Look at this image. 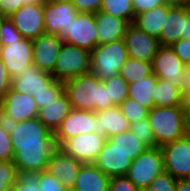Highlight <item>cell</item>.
Here are the masks:
<instances>
[{"instance_id":"obj_1","label":"cell","mask_w":190,"mask_h":191,"mask_svg":"<svg viewBox=\"0 0 190 191\" xmlns=\"http://www.w3.org/2000/svg\"><path fill=\"white\" fill-rule=\"evenodd\" d=\"M13 162L20 171L47 170L48 159L57 148L54 132L37 117L18 122L10 134Z\"/></svg>"},{"instance_id":"obj_2","label":"cell","mask_w":190,"mask_h":191,"mask_svg":"<svg viewBox=\"0 0 190 191\" xmlns=\"http://www.w3.org/2000/svg\"><path fill=\"white\" fill-rule=\"evenodd\" d=\"M64 92L72 109L96 112L115 106L112 101H108L103 81L91 72L66 80Z\"/></svg>"},{"instance_id":"obj_3","label":"cell","mask_w":190,"mask_h":191,"mask_svg":"<svg viewBox=\"0 0 190 191\" xmlns=\"http://www.w3.org/2000/svg\"><path fill=\"white\" fill-rule=\"evenodd\" d=\"M147 118L154 135V147H161L187 134V120L182 105L153 107Z\"/></svg>"},{"instance_id":"obj_4","label":"cell","mask_w":190,"mask_h":191,"mask_svg":"<svg viewBox=\"0 0 190 191\" xmlns=\"http://www.w3.org/2000/svg\"><path fill=\"white\" fill-rule=\"evenodd\" d=\"M129 55L124 39L97 45L90 52L91 73L101 81L119 75Z\"/></svg>"},{"instance_id":"obj_5","label":"cell","mask_w":190,"mask_h":191,"mask_svg":"<svg viewBox=\"0 0 190 191\" xmlns=\"http://www.w3.org/2000/svg\"><path fill=\"white\" fill-rule=\"evenodd\" d=\"M90 71V52L64 42L51 74L55 80L65 82Z\"/></svg>"},{"instance_id":"obj_6","label":"cell","mask_w":190,"mask_h":191,"mask_svg":"<svg viewBox=\"0 0 190 191\" xmlns=\"http://www.w3.org/2000/svg\"><path fill=\"white\" fill-rule=\"evenodd\" d=\"M164 171L163 155L160 147H148L141 153L125 175L138 188H147L150 182Z\"/></svg>"},{"instance_id":"obj_7","label":"cell","mask_w":190,"mask_h":191,"mask_svg":"<svg viewBox=\"0 0 190 191\" xmlns=\"http://www.w3.org/2000/svg\"><path fill=\"white\" fill-rule=\"evenodd\" d=\"M95 14L78 13L69 27L58 33L65 43L75 45L91 52L98 45Z\"/></svg>"},{"instance_id":"obj_8","label":"cell","mask_w":190,"mask_h":191,"mask_svg":"<svg viewBox=\"0 0 190 191\" xmlns=\"http://www.w3.org/2000/svg\"><path fill=\"white\" fill-rule=\"evenodd\" d=\"M164 170L177 180L190 176V137H183L160 147Z\"/></svg>"},{"instance_id":"obj_9","label":"cell","mask_w":190,"mask_h":191,"mask_svg":"<svg viewBox=\"0 0 190 191\" xmlns=\"http://www.w3.org/2000/svg\"><path fill=\"white\" fill-rule=\"evenodd\" d=\"M185 63L179 59L170 46H160L152 61V73L166 79L183 91L185 84Z\"/></svg>"},{"instance_id":"obj_10","label":"cell","mask_w":190,"mask_h":191,"mask_svg":"<svg viewBox=\"0 0 190 191\" xmlns=\"http://www.w3.org/2000/svg\"><path fill=\"white\" fill-rule=\"evenodd\" d=\"M105 141L104 135L96 132L84 133L65 140L59 148L82 163H93Z\"/></svg>"},{"instance_id":"obj_11","label":"cell","mask_w":190,"mask_h":191,"mask_svg":"<svg viewBox=\"0 0 190 191\" xmlns=\"http://www.w3.org/2000/svg\"><path fill=\"white\" fill-rule=\"evenodd\" d=\"M9 19L23 38L34 40L45 33L43 2L23 5Z\"/></svg>"},{"instance_id":"obj_12","label":"cell","mask_w":190,"mask_h":191,"mask_svg":"<svg viewBox=\"0 0 190 191\" xmlns=\"http://www.w3.org/2000/svg\"><path fill=\"white\" fill-rule=\"evenodd\" d=\"M181 38L190 39V14L184 5L168 4V13L158 38L161 46H171Z\"/></svg>"},{"instance_id":"obj_13","label":"cell","mask_w":190,"mask_h":191,"mask_svg":"<svg viewBox=\"0 0 190 191\" xmlns=\"http://www.w3.org/2000/svg\"><path fill=\"white\" fill-rule=\"evenodd\" d=\"M98 117L95 112L72 109L54 132V140L59 147L65 140L79 134L95 132Z\"/></svg>"},{"instance_id":"obj_14","label":"cell","mask_w":190,"mask_h":191,"mask_svg":"<svg viewBox=\"0 0 190 191\" xmlns=\"http://www.w3.org/2000/svg\"><path fill=\"white\" fill-rule=\"evenodd\" d=\"M0 59L13 79L33 64V40L22 38L7 45H0Z\"/></svg>"},{"instance_id":"obj_15","label":"cell","mask_w":190,"mask_h":191,"mask_svg":"<svg viewBox=\"0 0 190 191\" xmlns=\"http://www.w3.org/2000/svg\"><path fill=\"white\" fill-rule=\"evenodd\" d=\"M124 41L130 58L152 63L159 47L158 38L148 35L134 23L126 28Z\"/></svg>"},{"instance_id":"obj_16","label":"cell","mask_w":190,"mask_h":191,"mask_svg":"<svg viewBox=\"0 0 190 191\" xmlns=\"http://www.w3.org/2000/svg\"><path fill=\"white\" fill-rule=\"evenodd\" d=\"M54 81L51 73L42 71L35 64H31L11 79V89L33 97L45 91V88H48Z\"/></svg>"},{"instance_id":"obj_17","label":"cell","mask_w":190,"mask_h":191,"mask_svg":"<svg viewBox=\"0 0 190 191\" xmlns=\"http://www.w3.org/2000/svg\"><path fill=\"white\" fill-rule=\"evenodd\" d=\"M79 12L70 2L52 0L44 3V22L46 34H57L68 28Z\"/></svg>"},{"instance_id":"obj_18","label":"cell","mask_w":190,"mask_h":191,"mask_svg":"<svg viewBox=\"0 0 190 191\" xmlns=\"http://www.w3.org/2000/svg\"><path fill=\"white\" fill-rule=\"evenodd\" d=\"M93 164L108 177L125 176L132 164V159L122 150L114 147L107 138Z\"/></svg>"},{"instance_id":"obj_19","label":"cell","mask_w":190,"mask_h":191,"mask_svg":"<svg viewBox=\"0 0 190 191\" xmlns=\"http://www.w3.org/2000/svg\"><path fill=\"white\" fill-rule=\"evenodd\" d=\"M57 34H42L33 40V64L40 70L52 73L63 45Z\"/></svg>"},{"instance_id":"obj_20","label":"cell","mask_w":190,"mask_h":191,"mask_svg":"<svg viewBox=\"0 0 190 191\" xmlns=\"http://www.w3.org/2000/svg\"><path fill=\"white\" fill-rule=\"evenodd\" d=\"M0 108L17 122L28 120L38 115V107L34 98L27 93L21 94L11 88L0 101Z\"/></svg>"},{"instance_id":"obj_21","label":"cell","mask_w":190,"mask_h":191,"mask_svg":"<svg viewBox=\"0 0 190 191\" xmlns=\"http://www.w3.org/2000/svg\"><path fill=\"white\" fill-rule=\"evenodd\" d=\"M83 163L57 147L48 159L47 170L58 178L66 188L74 187Z\"/></svg>"},{"instance_id":"obj_22","label":"cell","mask_w":190,"mask_h":191,"mask_svg":"<svg viewBox=\"0 0 190 191\" xmlns=\"http://www.w3.org/2000/svg\"><path fill=\"white\" fill-rule=\"evenodd\" d=\"M98 45H103L124 38L129 23L106 12L95 13Z\"/></svg>"},{"instance_id":"obj_23","label":"cell","mask_w":190,"mask_h":191,"mask_svg":"<svg viewBox=\"0 0 190 191\" xmlns=\"http://www.w3.org/2000/svg\"><path fill=\"white\" fill-rule=\"evenodd\" d=\"M71 110L69 98L63 92L56 100L39 108L37 118L52 132H55Z\"/></svg>"},{"instance_id":"obj_24","label":"cell","mask_w":190,"mask_h":191,"mask_svg":"<svg viewBox=\"0 0 190 191\" xmlns=\"http://www.w3.org/2000/svg\"><path fill=\"white\" fill-rule=\"evenodd\" d=\"M95 114L98 117V128L95 129V132L106 138L129 130L130 123L119 106L96 111Z\"/></svg>"},{"instance_id":"obj_25","label":"cell","mask_w":190,"mask_h":191,"mask_svg":"<svg viewBox=\"0 0 190 191\" xmlns=\"http://www.w3.org/2000/svg\"><path fill=\"white\" fill-rule=\"evenodd\" d=\"M110 177L93 163H83L74 188L78 191H108Z\"/></svg>"},{"instance_id":"obj_26","label":"cell","mask_w":190,"mask_h":191,"mask_svg":"<svg viewBox=\"0 0 190 191\" xmlns=\"http://www.w3.org/2000/svg\"><path fill=\"white\" fill-rule=\"evenodd\" d=\"M167 13L168 3L137 14L134 24L148 35L159 38Z\"/></svg>"},{"instance_id":"obj_27","label":"cell","mask_w":190,"mask_h":191,"mask_svg":"<svg viewBox=\"0 0 190 191\" xmlns=\"http://www.w3.org/2000/svg\"><path fill=\"white\" fill-rule=\"evenodd\" d=\"M183 91L169 83L166 79L158 78L154 90H152V98L154 107H172L182 105Z\"/></svg>"},{"instance_id":"obj_28","label":"cell","mask_w":190,"mask_h":191,"mask_svg":"<svg viewBox=\"0 0 190 191\" xmlns=\"http://www.w3.org/2000/svg\"><path fill=\"white\" fill-rule=\"evenodd\" d=\"M158 80L155 74H151L137 82L130 83L128 97L138 101L142 106L148 110L154 107V101L152 98V90Z\"/></svg>"},{"instance_id":"obj_29","label":"cell","mask_w":190,"mask_h":191,"mask_svg":"<svg viewBox=\"0 0 190 191\" xmlns=\"http://www.w3.org/2000/svg\"><path fill=\"white\" fill-rule=\"evenodd\" d=\"M107 139L112 144H114V147L129 155L132 160H135L148 148V146L143 143L137 136H135L134 133H132L130 130L111 136Z\"/></svg>"},{"instance_id":"obj_30","label":"cell","mask_w":190,"mask_h":191,"mask_svg":"<svg viewBox=\"0 0 190 191\" xmlns=\"http://www.w3.org/2000/svg\"><path fill=\"white\" fill-rule=\"evenodd\" d=\"M119 74L128 84L134 83L152 74V63L129 57L123 64Z\"/></svg>"},{"instance_id":"obj_31","label":"cell","mask_w":190,"mask_h":191,"mask_svg":"<svg viewBox=\"0 0 190 191\" xmlns=\"http://www.w3.org/2000/svg\"><path fill=\"white\" fill-rule=\"evenodd\" d=\"M100 11L126 20L129 24L135 20L132 0H102Z\"/></svg>"},{"instance_id":"obj_32","label":"cell","mask_w":190,"mask_h":191,"mask_svg":"<svg viewBox=\"0 0 190 191\" xmlns=\"http://www.w3.org/2000/svg\"><path fill=\"white\" fill-rule=\"evenodd\" d=\"M103 84L107 90L108 101H112L115 106H119L128 98L129 84L120 74L103 80Z\"/></svg>"},{"instance_id":"obj_33","label":"cell","mask_w":190,"mask_h":191,"mask_svg":"<svg viewBox=\"0 0 190 191\" xmlns=\"http://www.w3.org/2000/svg\"><path fill=\"white\" fill-rule=\"evenodd\" d=\"M119 108L130 124L135 123L141 118H147L149 110L142 106L138 101L128 97Z\"/></svg>"},{"instance_id":"obj_34","label":"cell","mask_w":190,"mask_h":191,"mask_svg":"<svg viewBox=\"0 0 190 191\" xmlns=\"http://www.w3.org/2000/svg\"><path fill=\"white\" fill-rule=\"evenodd\" d=\"M11 191H41L38 185V172L17 170L16 183Z\"/></svg>"},{"instance_id":"obj_35","label":"cell","mask_w":190,"mask_h":191,"mask_svg":"<svg viewBox=\"0 0 190 191\" xmlns=\"http://www.w3.org/2000/svg\"><path fill=\"white\" fill-rule=\"evenodd\" d=\"M17 167L13 161H0V191H11L16 183Z\"/></svg>"},{"instance_id":"obj_36","label":"cell","mask_w":190,"mask_h":191,"mask_svg":"<svg viewBox=\"0 0 190 191\" xmlns=\"http://www.w3.org/2000/svg\"><path fill=\"white\" fill-rule=\"evenodd\" d=\"M129 130L148 147H154V135L148 118H141L130 124Z\"/></svg>"},{"instance_id":"obj_37","label":"cell","mask_w":190,"mask_h":191,"mask_svg":"<svg viewBox=\"0 0 190 191\" xmlns=\"http://www.w3.org/2000/svg\"><path fill=\"white\" fill-rule=\"evenodd\" d=\"M64 92V82L55 80L45 91L34 95L33 98L39 108L56 100Z\"/></svg>"},{"instance_id":"obj_38","label":"cell","mask_w":190,"mask_h":191,"mask_svg":"<svg viewBox=\"0 0 190 191\" xmlns=\"http://www.w3.org/2000/svg\"><path fill=\"white\" fill-rule=\"evenodd\" d=\"M177 179L165 170L148 185V191H176Z\"/></svg>"},{"instance_id":"obj_39","label":"cell","mask_w":190,"mask_h":191,"mask_svg":"<svg viewBox=\"0 0 190 191\" xmlns=\"http://www.w3.org/2000/svg\"><path fill=\"white\" fill-rule=\"evenodd\" d=\"M23 37L9 18L0 22V45H7L12 41H19Z\"/></svg>"},{"instance_id":"obj_40","label":"cell","mask_w":190,"mask_h":191,"mask_svg":"<svg viewBox=\"0 0 190 191\" xmlns=\"http://www.w3.org/2000/svg\"><path fill=\"white\" fill-rule=\"evenodd\" d=\"M38 185L41 191H65L62 182L48 170L38 172Z\"/></svg>"},{"instance_id":"obj_41","label":"cell","mask_w":190,"mask_h":191,"mask_svg":"<svg viewBox=\"0 0 190 191\" xmlns=\"http://www.w3.org/2000/svg\"><path fill=\"white\" fill-rule=\"evenodd\" d=\"M38 2V0H0V14L4 18H9L21 6Z\"/></svg>"},{"instance_id":"obj_42","label":"cell","mask_w":190,"mask_h":191,"mask_svg":"<svg viewBox=\"0 0 190 191\" xmlns=\"http://www.w3.org/2000/svg\"><path fill=\"white\" fill-rule=\"evenodd\" d=\"M14 151L10 134L0 127V161H13Z\"/></svg>"},{"instance_id":"obj_43","label":"cell","mask_w":190,"mask_h":191,"mask_svg":"<svg viewBox=\"0 0 190 191\" xmlns=\"http://www.w3.org/2000/svg\"><path fill=\"white\" fill-rule=\"evenodd\" d=\"M137 187L126 176L111 177L108 191H137Z\"/></svg>"},{"instance_id":"obj_44","label":"cell","mask_w":190,"mask_h":191,"mask_svg":"<svg viewBox=\"0 0 190 191\" xmlns=\"http://www.w3.org/2000/svg\"><path fill=\"white\" fill-rule=\"evenodd\" d=\"M79 13H97L101 10L102 0H74L72 3Z\"/></svg>"},{"instance_id":"obj_45","label":"cell","mask_w":190,"mask_h":191,"mask_svg":"<svg viewBox=\"0 0 190 191\" xmlns=\"http://www.w3.org/2000/svg\"><path fill=\"white\" fill-rule=\"evenodd\" d=\"M184 63L190 61V39L181 38L170 46Z\"/></svg>"},{"instance_id":"obj_46","label":"cell","mask_w":190,"mask_h":191,"mask_svg":"<svg viewBox=\"0 0 190 191\" xmlns=\"http://www.w3.org/2000/svg\"><path fill=\"white\" fill-rule=\"evenodd\" d=\"M135 16L157 6L167 4L165 0H132Z\"/></svg>"},{"instance_id":"obj_47","label":"cell","mask_w":190,"mask_h":191,"mask_svg":"<svg viewBox=\"0 0 190 191\" xmlns=\"http://www.w3.org/2000/svg\"><path fill=\"white\" fill-rule=\"evenodd\" d=\"M11 88V77L9 76L4 63L0 59V101L6 92Z\"/></svg>"},{"instance_id":"obj_48","label":"cell","mask_w":190,"mask_h":191,"mask_svg":"<svg viewBox=\"0 0 190 191\" xmlns=\"http://www.w3.org/2000/svg\"><path fill=\"white\" fill-rule=\"evenodd\" d=\"M17 125L18 122L0 108V127L11 134Z\"/></svg>"},{"instance_id":"obj_49","label":"cell","mask_w":190,"mask_h":191,"mask_svg":"<svg viewBox=\"0 0 190 191\" xmlns=\"http://www.w3.org/2000/svg\"><path fill=\"white\" fill-rule=\"evenodd\" d=\"M182 109L186 120H190V90L183 91Z\"/></svg>"},{"instance_id":"obj_50","label":"cell","mask_w":190,"mask_h":191,"mask_svg":"<svg viewBox=\"0 0 190 191\" xmlns=\"http://www.w3.org/2000/svg\"><path fill=\"white\" fill-rule=\"evenodd\" d=\"M176 191H190V181L188 179L177 180Z\"/></svg>"},{"instance_id":"obj_51","label":"cell","mask_w":190,"mask_h":191,"mask_svg":"<svg viewBox=\"0 0 190 191\" xmlns=\"http://www.w3.org/2000/svg\"><path fill=\"white\" fill-rule=\"evenodd\" d=\"M185 84L183 91L190 90V61L185 63Z\"/></svg>"},{"instance_id":"obj_52","label":"cell","mask_w":190,"mask_h":191,"mask_svg":"<svg viewBox=\"0 0 190 191\" xmlns=\"http://www.w3.org/2000/svg\"><path fill=\"white\" fill-rule=\"evenodd\" d=\"M165 2L171 5H179V0H165Z\"/></svg>"},{"instance_id":"obj_53","label":"cell","mask_w":190,"mask_h":191,"mask_svg":"<svg viewBox=\"0 0 190 191\" xmlns=\"http://www.w3.org/2000/svg\"><path fill=\"white\" fill-rule=\"evenodd\" d=\"M187 135L190 137V120H187Z\"/></svg>"},{"instance_id":"obj_54","label":"cell","mask_w":190,"mask_h":191,"mask_svg":"<svg viewBox=\"0 0 190 191\" xmlns=\"http://www.w3.org/2000/svg\"><path fill=\"white\" fill-rule=\"evenodd\" d=\"M186 7L187 13L190 14V2L184 5Z\"/></svg>"},{"instance_id":"obj_55","label":"cell","mask_w":190,"mask_h":191,"mask_svg":"<svg viewBox=\"0 0 190 191\" xmlns=\"http://www.w3.org/2000/svg\"><path fill=\"white\" fill-rule=\"evenodd\" d=\"M188 2H190V0H179V5H185Z\"/></svg>"},{"instance_id":"obj_56","label":"cell","mask_w":190,"mask_h":191,"mask_svg":"<svg viewBox=\"0 0 190 191\" xmlns=\"http://www.w3.org/2000/svg\"><path fill=\"white\" fill-rule=\"evenodd\" d=\"M65 191H78L76 188L74 187H69V188H65Z\"/></svg>"},{"instance_id":"obj_57","label":"cell","mask_w":190,"mask_h":191,"mask_svg":"<svg viewBox=\"0 0 190 191\" xmlns=\"http://www.w3.org/2000/svg\"><path fill=\"white\" fill-rule=\"evenodd\" d=\"M39 2H43V3H48V2H50V1H52V0H38Z\"/></svg>"},{"instance_id":"obj_58","label":"cell","mask_w":190,"mask_h":191,"mask_svg":"<svg viewBox=\"0 0 190 191\" xmlns=\"http://www.w3.org/2000/svg\"><path fill=\"white\" fill-rule=\"evenodd\" d=\"M137 191H148L147 188L137 189Z\"/></svg>"},{"instance_id":"obj_59","label":"cell","mask_w":190,"mask_h":191,"mask_svg":"<svg viewBox=\"0 0 190 191\" xmlns=\"http://www.w3.org/2000/svg\"><path fill=\"white\" fill-rule=\"evenodd\" d=\"M62 1L70 2V3L74 2V0H62Z\"/></svg>"},{"instance_id":"obj_60","label":"cell","mask_w":190,"mask_h":191,"mask_svg":"<svg viewBox=\"0 0 190 191\" xmlns=\"http://www.w3.org/2000/svg\"><path fill=\"white\" fill-rule=\"evenodd\" d=\"M3 18H4V17L0 14V22L3 20Z\"/></svg>"}]
</instances>
